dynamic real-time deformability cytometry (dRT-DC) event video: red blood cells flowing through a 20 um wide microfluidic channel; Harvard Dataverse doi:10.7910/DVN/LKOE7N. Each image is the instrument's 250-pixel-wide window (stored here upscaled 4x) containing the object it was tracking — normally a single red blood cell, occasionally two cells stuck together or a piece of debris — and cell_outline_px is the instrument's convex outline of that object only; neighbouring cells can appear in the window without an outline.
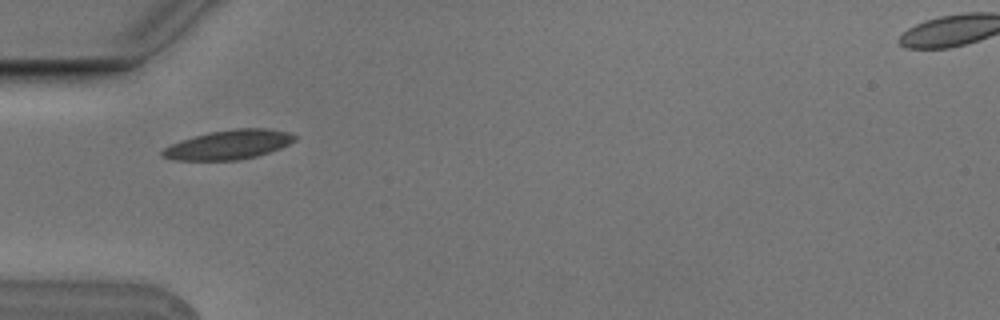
{"species": "Egyptian fruit bat (a non-hibernating species)", "species_latin": "Rousettus aegyptiacus", "temperature_condition": "cold", "stored_images_in_passage": 2, "camera_frame_rate_fps": 3000, "um_per_image_px": 0.085, "animal": {"sex": "male"}, "frame": {"image": 1, "passage_image": 1, "time_ms": 0.0, "image_size_px": [1000, 320], "cell_outline_px": [[296, 140], [280, 148], [256, 156], [236, 160], [172, 160], [160, 156], [160, 152], [164, 148], [180, 140], [208, 132], [236, 128], [264, 128], [288, 132], [296, 136]], "centroid_in_image_um": [19.4, 12.29], "position_along_channel_um": 65.6, "area_um2": 22.54}}